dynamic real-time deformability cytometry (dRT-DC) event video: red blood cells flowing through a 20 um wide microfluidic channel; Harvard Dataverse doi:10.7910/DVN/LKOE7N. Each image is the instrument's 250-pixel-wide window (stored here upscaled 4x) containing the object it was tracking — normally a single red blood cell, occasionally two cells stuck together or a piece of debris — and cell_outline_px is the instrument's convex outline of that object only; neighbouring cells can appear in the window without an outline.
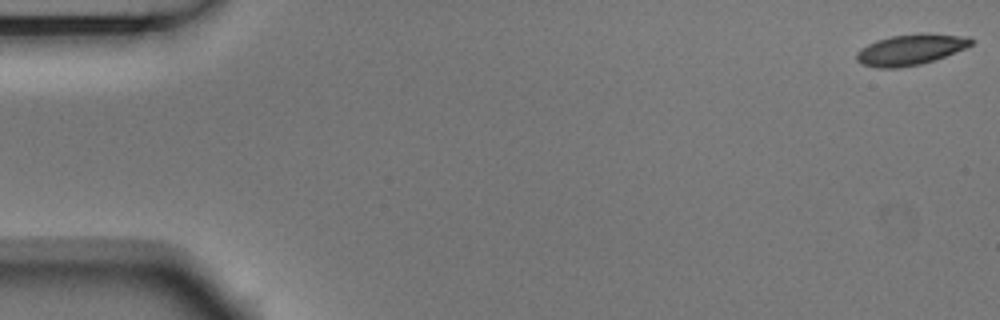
{"species": "Egyptian fruit bat (a non-hibernating species)", "species_latin": "Rousettus aegyptiacus", "temperature_condition": "room temperature", "stored_images_in_passage": 55, "camera_frame_rate_fps": 3000, "um_per_image_px": 0.085, "animal": {"sex": "male"}, "frame": {"image": 1, "passage_image": 1, "time_ms": 0.0, "image_size_px": [1000, 320], "cell_outline_px": [[972, 44], [964, 48], [944, 56], [920, 64], [896, 68], [876, 68], [860, 64], [856, 60], [856, 52], [860, 48], [876, 40], [892, 36], [920, 32], [928, 32], [968, 36], [972, 40]], "centroid_in_image_um": [77.35, 4.2], "position_along_channel_um": 7.6, "area_um2": 20.69}}
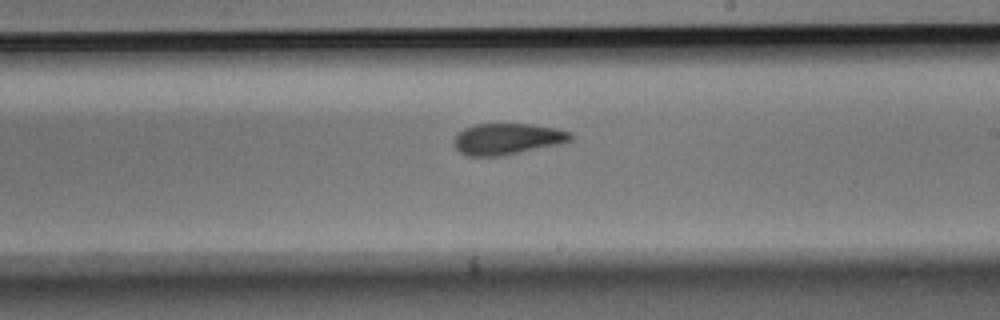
{"frame": {"image": 2, "passage_image": 32, "time_ms": 10.333, "image_size_px": [1000, 320], "cell_outline_px": [[572, 140], [560, 144], [496, 156], [472, 156], [460, 152], [456, 148], [456, 136], [464, 128], [476, 124], [532, 124], [556, 128], [572, 132]], "centroid_in_image_um": [43.17, 11.79], "position_along_channel_um": 245.8, "area_um2": 20.81}}
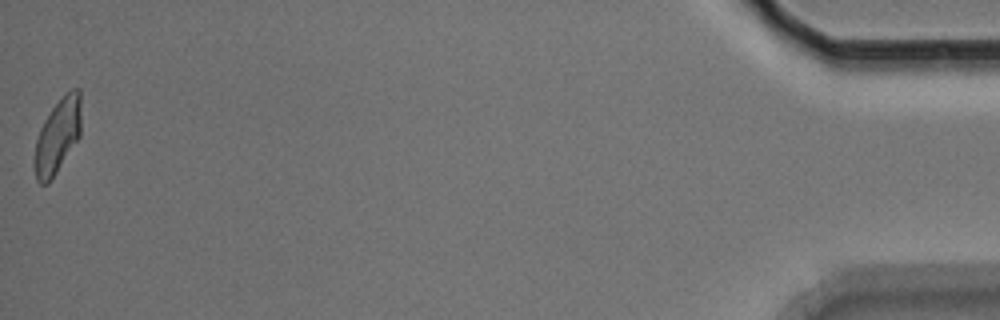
{"frame": {"image": 3, "passage_image": 55, "time_ms": 18.0, "image_size_px": [1000, 320], "cell_outline_px": [[80, 136], [48, 184], [40, 184], [36, 180], [32, 164], [32, 160], [36, 140], [40, 128], [44, 120], [52, 108], [72, 88], [80, 88]], "centroid_in_image_um": [4.85, 11.61], "position_along_channel_um": 430.3, "area_um2": 20.23}, "authors_computed_cell_mechanics": {"area_um2": 21.0392, "velocity_mm_per_s": 3.662, "shape_relaxation_time_tau1_ms": 6.0937, "shape_relaxation_time_tau2_ms": 1.5022, "deformation_change_tau1": 0.1465, "deformation_change_tau2": 0.0684}}